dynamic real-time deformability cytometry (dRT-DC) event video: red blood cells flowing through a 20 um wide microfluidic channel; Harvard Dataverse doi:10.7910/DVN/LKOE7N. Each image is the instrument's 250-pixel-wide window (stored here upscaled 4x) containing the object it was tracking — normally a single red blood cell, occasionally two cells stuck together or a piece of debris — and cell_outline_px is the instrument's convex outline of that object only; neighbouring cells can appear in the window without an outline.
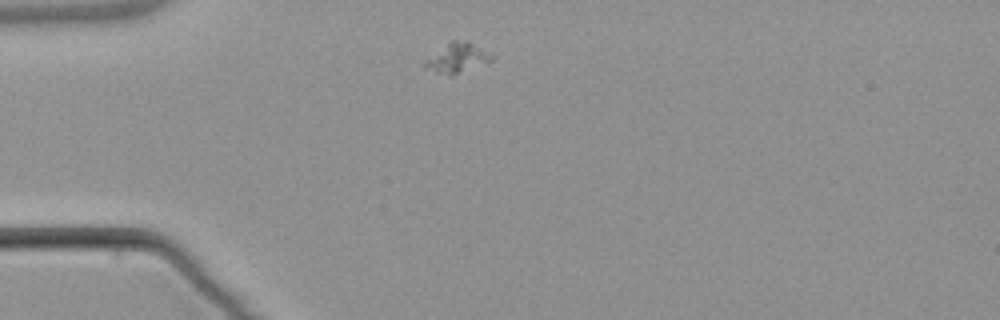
{"species": "common noctule bat (a hibernating species)", "species_latin": "Nyctalus noctula", "temperature_condition": "warm", "stored_images_in_passage": 5, "camera_frame_rate_fps": 3000, "um_per_image_px": 0.085, "animal": {"sex": "male", "body_mass_g": 21.5, "forearm_length_mm": 52.0}, "frame": {"image": 1, "passage_image": 1, "time_ms": 0.0, "image_size_px": [1000, 320], "cell_outline_px": [[496, 56], [492, 60], [452, 76], [448, 76], [424, 68], [424, 60], [452, 40], [468, 40]], "centroid_in_image_um": [38.87, 4.92], "position_along_channel_um": 46.1, "area_um2": 11.56}}
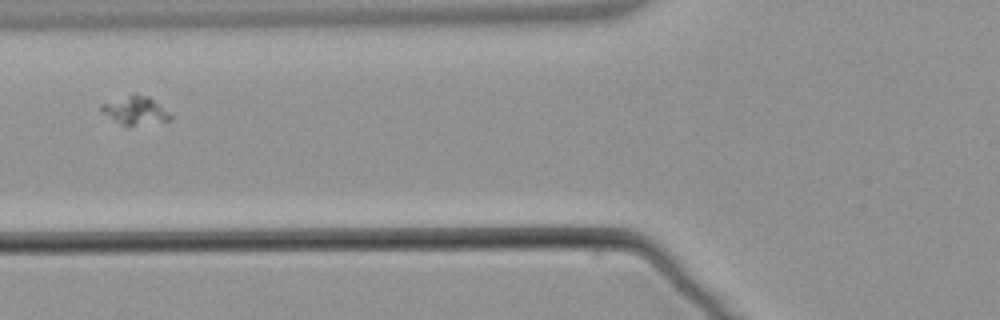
{"frame": {"image": 2, "passage_image": 3, "time_ms": 2.333, "image_size_px": [1000, 320], "cell_outline_px": [[172, 120], [132, 124], [120, 124], [100, 112], [100, 104], [132, 92], [136, 92], [148, 96], [172, 112]], "centroid_in_image_um": [11.49, 9.32], "position_along_channel_um": 114.3, "area_um2": 11.56}}
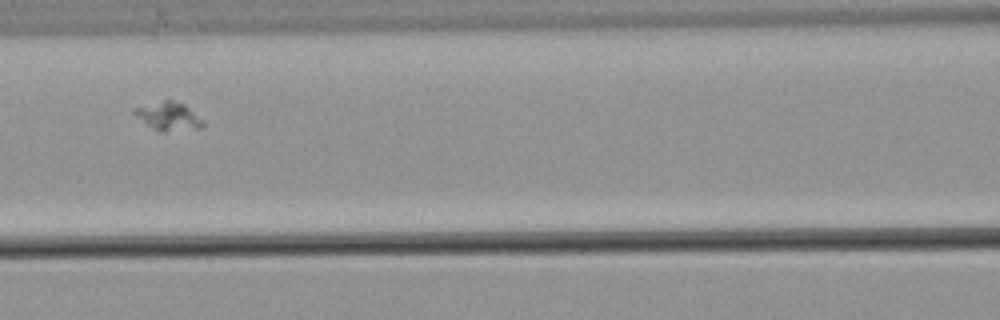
{"frame": {"image": 3, "passage_image": 4, "time_ms": 3.333, "image_size_px": [1000, 320], "cell_outline_px": [[204, 124], [200, 128], [164, 132], [160, 132], [152, 128], [136, 116], [132, 112], [136, 108], [164, 100], [172, 100], [184, 104], [204, 120]], "centroid_in_image_um": [14.35, 9.9], "position_along_channel_um": 152.2, "area_um2": 11.16}}